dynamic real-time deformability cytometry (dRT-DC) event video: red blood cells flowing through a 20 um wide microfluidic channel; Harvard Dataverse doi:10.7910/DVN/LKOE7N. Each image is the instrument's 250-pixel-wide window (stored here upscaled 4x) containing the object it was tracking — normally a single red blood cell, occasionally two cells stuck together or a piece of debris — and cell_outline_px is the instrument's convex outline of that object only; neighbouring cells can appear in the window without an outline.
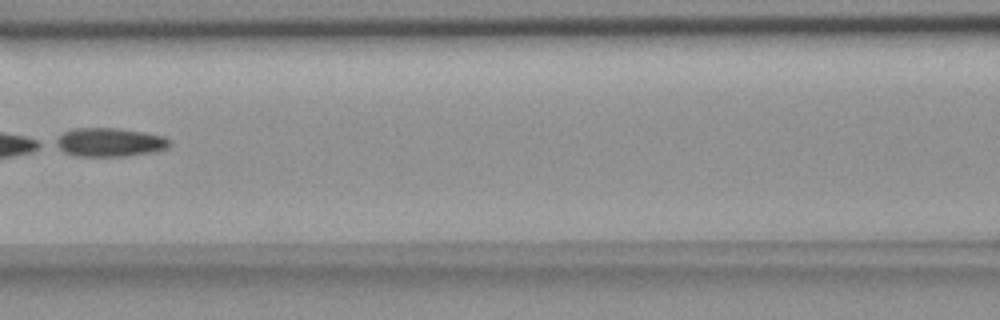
{"species": "common noctule bat (a hibernating species)", "species_latin": "Nyctalus noctula", "temperature_condition": "room temperature", "stored_images_in_passage": 8, "camera_frame_rate_fps": 3000, "um_per_image_px": 0.085, "animal": {"sex": "female", "body_mass_g": 18.4}, "frame": {"image": 1, "passage_image": 8, "time_ms": 9.0, "image_size_px": [1000, 320], "cell_outline_px": [[172, 144], [168, 148], [152, 152], [124, 156], [76, 156], [64, 152], [52, 144], [52, 140], [64, 132], [76, 128], [116, 128], [144, 132], [164, 136], [172, 140]], "centroid_in_image_um": [9.3, 12.09], "position_along_channel_um": 157.3, "area_um2": 19.31}}